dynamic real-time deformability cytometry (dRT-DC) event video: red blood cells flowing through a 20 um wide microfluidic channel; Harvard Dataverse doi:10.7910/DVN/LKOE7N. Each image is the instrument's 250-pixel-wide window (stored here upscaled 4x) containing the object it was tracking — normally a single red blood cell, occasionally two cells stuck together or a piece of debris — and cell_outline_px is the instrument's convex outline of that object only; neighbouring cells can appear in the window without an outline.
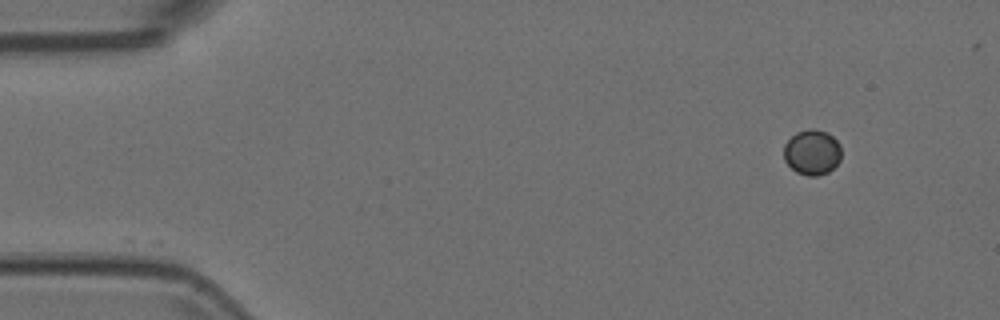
{"species": "Egyptian fruit bat (a non-hibernating species)", "species_latin": "Rousettus aegyptiacus", "temperature_condition": "room temperature", "stored_images_in_passage": 50, "camera_frame_rate_fps": 3000, "um_per_image_px": 0.085, "animal": {"sex": "female"}, "frame": {"image": 1, "passage_image": 1, "time_ms": 0.0, "image_size_px": [1000, 320], "cell_outline_px": [[840, 160], [828, 172], [816, 176], [808, 176], [796, 172], [784, 160], [784, 144], [796, 132], [812, 128], [816, 128], [828, 132], [840, 144]], "centroid_in_image_um": [69.02, 12.93], "position_along_channel_um": 16.0, "area_um2": 15.2}}
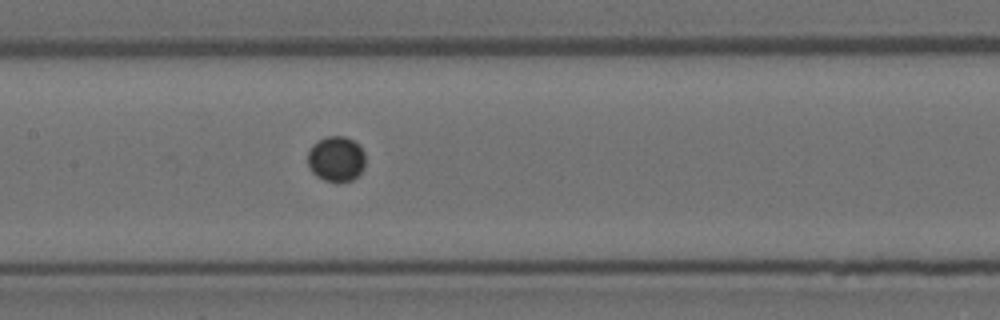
{"frame": {"image": 2, "passage_image": 22, "time_ms": 7.0, "image_size_px": [1000, 320], "cell_outline_px": [[364, 168], [352, 180], [324, 180], [316, 176], [308, 168], [308, 152], [312, 144], [328, 136], [344, 136], [360, 144], [364, 152]], "centroid_in_image_um": [28.57, 13.48], "position_along_channel_um": 178.8, "area_um2": 15.09}}
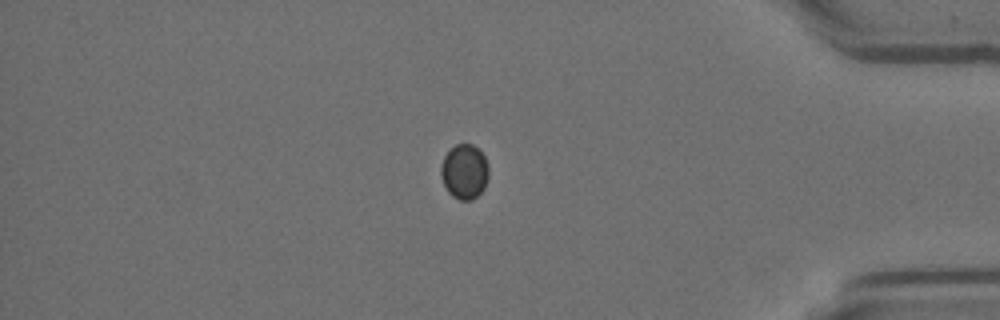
{"frame": {"image": 3, "passage_image": 42, "time_ms": 13.667, "image_size_px": [1000, 320], "cell_outline_px": [[488, 176], [484, 188], [472, 200], [460, 200], [452, 196], [448, 192], [440, 176], [440, 168], [444, 156], [456, 144], [472, 144], [484, 156], [488, 164]], "centroid_in_image_um": [39.46, 14.6], "position_along_channel_um": 395.7, "area_um2": 15.14}}